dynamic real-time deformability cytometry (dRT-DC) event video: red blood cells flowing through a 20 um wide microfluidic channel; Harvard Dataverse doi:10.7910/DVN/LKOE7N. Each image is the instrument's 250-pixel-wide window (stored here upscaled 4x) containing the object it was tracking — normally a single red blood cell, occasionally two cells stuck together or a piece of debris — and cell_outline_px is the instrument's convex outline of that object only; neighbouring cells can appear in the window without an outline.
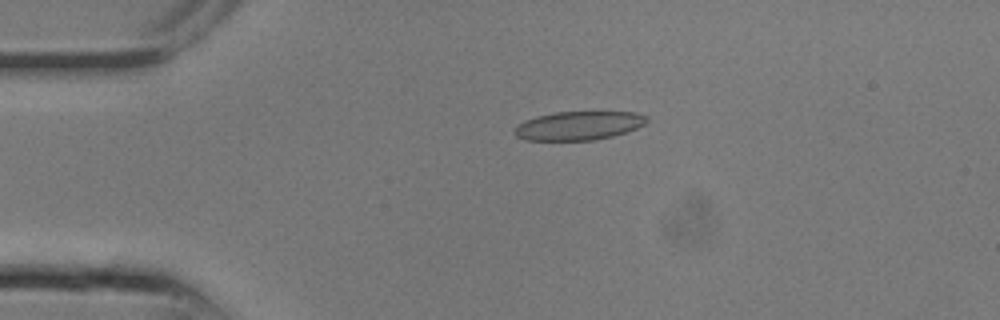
{"species": "common noctule bat (a hibernating species)", "species_latin": "Nyctalus noctula", "temperature_condition": "room temperature", "stored_images_in_passage": 3, "camera_frame_rate_fps": 3000, "um_per_image_px": 0.085, "animal": {"sex": "male", "body_mass_g": 13.3}, "frame": {"image": 1, "passage_image": 1, "time_ms": 0.0, "image_size_px": [1000, 320], "cell_outline_px": [[648, 120], [644, 124], [636, 128], [612, 136], [596, 140], [524, 140], [516, 136], [512, 132], [512, 128], [516, 124], [524, 120], [536, 116], [556, 112], [636, 112], [648, 116]], "centroid_in_image_um": [49.12, 10.68], "position_along_channel_um": 35.9, "area_um2": 22.31}}